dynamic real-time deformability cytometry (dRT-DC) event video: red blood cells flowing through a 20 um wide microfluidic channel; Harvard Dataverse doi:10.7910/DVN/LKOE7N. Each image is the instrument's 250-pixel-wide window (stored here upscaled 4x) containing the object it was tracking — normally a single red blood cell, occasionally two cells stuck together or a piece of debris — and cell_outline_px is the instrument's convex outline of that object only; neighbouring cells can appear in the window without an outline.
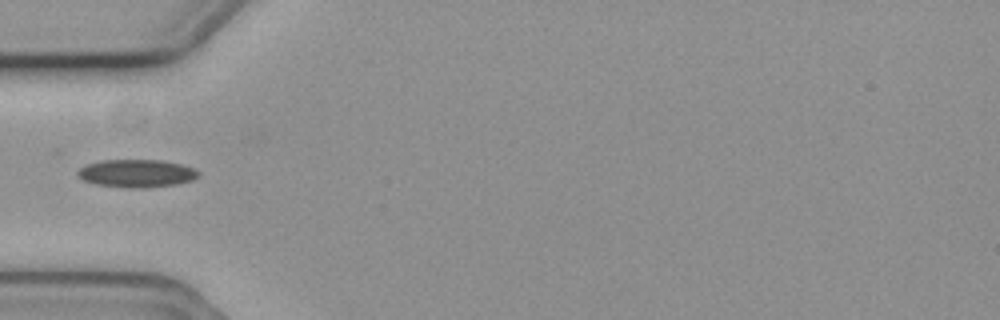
{"species": "common noctule bat (a hibernating species)", "species_latin": "Nyctalus noctula", "temperature_condition": "cold", "stored_images_in_passage": 13, "camera_frame_rate_fps": 3000, "um_per_image_px": 0.085, "animal": {"sex": "female", "body_mass_g": 19.3, "forearm_length_mm": 54.1}, "frame": {"image": 1, "passage_image": 1, "time_ms": 0.0, "image_size_px": [1000, 320], "cell_outline_px": [[200, 176], [192, 180], [176, 184], [144, 188], [128, 188], [96, 184], [84, 180], [76, 176], [76, 172], [80, 168], [88, 164], [100, 160], [160, 160], [180, 164], [192, 168], [200, 172]], "centroid_in_image_um": [11.6, 14.74], "position_along_channel_um": 73.4, "area_um2": 19.59}}
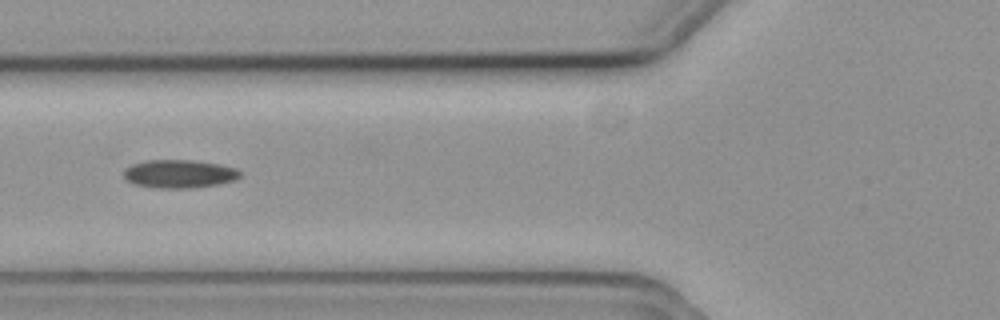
{"frame": {"image": 2, "passage_image": 4, "time_ms": 1.0, "image_size_px": [1000, 320], "cell_outline_px": [[240, 176], [236, 180], [216, 184], [192, 188], [156, 188], [132, 184], [124, 180], [124, 168], [132, 164], [148, 160], [192, 160], [216, 164], [236, 168], [240, 172]], "centroid_in_image_um": [15.18, 14.78], "position_along_channel_um": 110.6, "area_um2": 19.19}}